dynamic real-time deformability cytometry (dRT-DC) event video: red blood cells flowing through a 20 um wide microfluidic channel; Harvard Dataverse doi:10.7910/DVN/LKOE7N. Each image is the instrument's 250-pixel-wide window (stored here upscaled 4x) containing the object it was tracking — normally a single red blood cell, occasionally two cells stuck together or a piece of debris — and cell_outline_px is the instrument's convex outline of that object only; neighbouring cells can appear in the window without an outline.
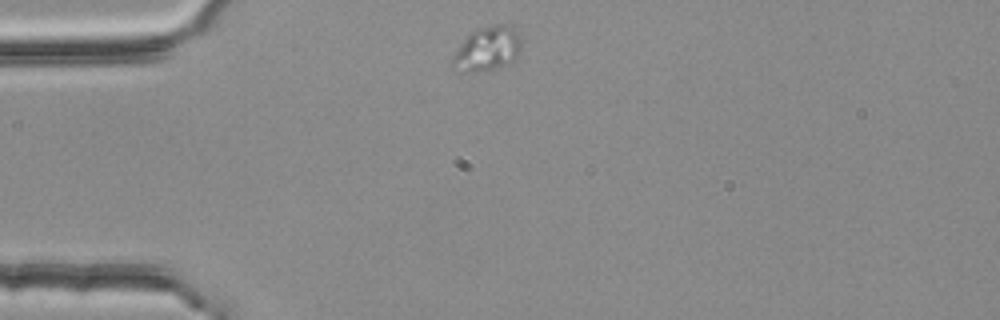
{"species": "common noctule bat (a hibernating species)", "species_latin": "Nyctalus noctula", "temperature_condition": "room temperature", "stored_images_in_passage": 44, "camera_frame_rate_fps": 3000, "um_per_image_px": 0.085, "animal": {"sex": "female", "body_mass_g": 25.1}, "frame": {"image": 1, "passage_image": 1, "time_ms": 0.0, "image_size_px": [1000, 320], "cell_outline_px": [[520, 48], [516, 56], [508, 64], [480, 72], [460, 72], [452, 68], [452, 56], [464, 36], [476, 28], [496, 24], [508, 24], [516, 32], [520, 40]], "centroid_in_image_um": [41.34, 4.15], "position_along_channel_um": 43.7, "area_um2": 17.92}}